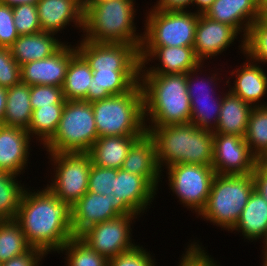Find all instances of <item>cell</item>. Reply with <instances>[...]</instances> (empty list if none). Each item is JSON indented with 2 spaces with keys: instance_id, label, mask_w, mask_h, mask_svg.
Instances as JSON below:
<instances>
[{
  "instance_id": "obj_57",
  "label": "cell",
  "mask_w": 267,
  "mask_h": 266,
  "mask_svg": "<svg viewBox=\"0 0 267 266\" xmlns=\"http://www.w3.org/2000/svg\"><path fill=\"white\" fill-rule=\"evenodd\" d=\"M80 4L84 5L88 0H77Z\"/></svg>"
},
{
  "instance_id": "obj_46",
  "label": "cell",
  "mask_w": 267,
  "mask_h": 266,
  "mask_svg": "<svg viewBox=\"0 0 267 266\" xmlns=\"http://www.w3.org/2000/svg\"><path fill=\"white\" fill-rule=\"evenodd\" d=\"M46 253L37 248H31L23 254L4 262L1 266H41Z\"/></svg>"
},
{
  "instance_id": "obj_34",
  "label": "cell",
  "mask_w": 267,
  "mask_h": 266,
  "mask_svg": "<svg viewBox=\"0 0 267 266\" xmlns=\"http://www.w3.org/2000/svg\"><path fill=\"white\" fill-rule=\"evenodd\" d=\"M57 253H65L66 266H108V259L98 254L79 236H73Z\"/></svg>"
},
{
  "instance_id": "obj_12",
  "label": "cell",
  "mask_w": 267,
  "mask_h": 266,
  "mask_svg": "<svg viewBox=\"0 0 267 266\" xmlns=\"http://www.w3.org/2000/svg\"><path fill=\"white\" fill-rule=\"evenodd\" d=\"M77 42V52L92 71H140V51L132 44Z\"/></svg>"
},
{
  "instance_id": "obj_28",
  "label": "cell",
  "mask_w": 267,
  "mask_h": 266,
  "mask_svg": "<svg viewBox=\"0 0 267 266\" xmlns=\"http://www.w3.org/2000/svg\"><path fill=\"white\" fill-rule=\"evenodd\" d=\"M141 136L99 137L87 153L90 155L92 164L94 165L104 168L120 169L123 166L130 147Z\"/></svg>"
},
{
  "instance_id": "obj_18",
  "label": "cell",
  "mask_w": 267,
  "mask_h": 266,
  "mask_svg": "<svg viewBox=\"0 0 267 266\" xmlns=\"http://www.w3.org/2000/svg\"><path fill=\"white\" fill-rule=\"evenodd\" d=\"M204 15L234 27L241 34L238 47L244 55L245 38L250 26L260 18V0H215Z\"/></svg>"
},
{
  "instance_id": "obj_2",
  "label": "cell",
  "mask_w": 267,
  "mask_h": 266,
  "mask_svg": "<svg viewBox=\"0 0 267 266\" xmlns=\"http://www.w3.org/2000/svg\"><path fill=\"white\" fill-rule=\"evenodd\" d=\"M139 82L146 127L190 123L187 74H140Z\"/></svg>"
},
{
  "instance_id": "obj_10",
  "label": "cell",
  "mask_w": 267,
  "mask_h": 266,
  "mask_svg": "<svg viewBox=\"0 0 267 266\" xmlns=\"http://www.w3.org/2000/svg\"><path fill=\"white\" fill-rule=\"evenodd\" d=\"M169 190L183 207L197 216L205 208L215 171L200 164H174L165 168Z\"/></svg>"
},
{
  "instance_id": "obj_23",
  "label": "cell",
  "mask_w": 267,
  "mask_h": 266,
  "mask_svg": "<svg viewBox=\"0 0 267 266\" xmlns=\"http://www.w3.org/2000/svg\"><path fill=\"white\" fill-rule=\"evenodd\" d=\"M122 169L144 177L158 191L164 175L157 163L155 142L148 132L130 147Z\"/></svg>"
},
{
  "instance_id": "obj_29",
  "label": "cell",
  "mask_w": 267,
  "mask_h": 266,
  "mask_svg": "<svg viewBox=\"0 0 267 266\" xmlns=\"http://www.w3.org/2000/svg\"><path fill=\"white\" fill-rule=\"evenodd\" d=\"M6 110L1 125L27 129L31 122L30 86L24 83L7 88Z\"/></svg>"
},
{
  "instance_id": "obj_7",
  "label": "cell",
  "mask_w": 267,
  "mask_h": 266,
  "mask_svg": "<svg viewBox=\"0 0 267 266\" xmlns=\"http://www.w3.org/2000/svg\"><path fill=\"white\" fill-rule=\"evenodd\" d=\"M98 138L91 103L66 100L57 130L43 148L47 153H87Z\"/></svg>"
},
{
  "instance_id": "obj_25",
  "label": "cell",
  "mask_w": 267,
  "mask_h": 266,
  "mask_svg": "<svg viewBox=\"0 0 267 266\" xmlns=\"http://www.w3.org/2000/svg\"><path fill=\"white\" fill-rule=\"evenodd\" d=\"M87 102L109 98L129 92L139 83L140 71H92Z\"/></svg>"
},
{
  "instance_id": "obj_51",
  "label": "cell",
  "mask_w": 267,
  "mask_h": 266,
  "mask_svg": "<svg viewBox=\"0 0 267 266\" xmlns=\"http://www.w3.org/2000/svg\"><path fill=\"white\" fill-rule=\"evenodd\" d=\"M39 0H0V3L14 7L20 4H33L36 5Z\"/></svg>"
},
{
  "instance_id": "obj_31",
  "label": "cell",
  "mask_w": 267,
  "mask_h": 266,
  "mask_svg": "<svg viewBox=\"0 0 267 266\" xmlns=\"http://www.w3.org/2000/svg\"><path fill=\"white\" fill-rule=\"evenodd\" d=\"M65 104H51V106H41L32 111L31 122L26 129L30 137L44 145L57 130ZM39 140V141H38Z\"/></svg>"
},
{
  "instance_id": "obj_39",
  "label": "cell",
  "mask_w": 267,
  "mask_h": 266,
  "mask_svg": "<svg viewBox=\"0 0 267 266\" xmlns=\"http://www.w3.org/2000/svg\"><path fill=\"white\" fill-rule=\"evenodd\" d=\"M13 19L19 36L42 31L37 6L33 4H20L12 7Z\"/></svg>"
},
{
  "instance_id": "obj_11",
  "label": "cell",
  "mask_w": 267,
  "mask_h": 266,
  "mask_svg": "<svg viewBox=\"0 0 267 266\" xmlns=\"http://www.w3.org/2000/svg\"><path fill=\"white\" fill-rule=\"evenodd\" d=\"M139 217L138 215H119L88 227L79 237L98 254L110 259L137 245L132 242L134 239H132L131 226Z\"/></svg>"
},
{
  "instance_id": "obj_20",
  "label": "cell",
  "mask_w": 267,
  "mask_h": 266,
  "mask_svg": "<svg viewBox=\"0 0 267 266\" xmlns=\"http://www.w3.org/2000/svg\"><path fill=\"white\" fill-rule=\"evenodd\" d=\"M30 134L24 128L0 125V171L20 177L28 167Z\"/></svg>"
},
{
  "instance_id": "obj_53",
  "label": "cell",
  "mask_w": 267,
  "mask_h": 266,
  "mask_svg": "<svg viewBox=\"0 0 267 266\" xmlns=\"http://www.w3.org/2000/svg\"><path fill=\"white\" fill-rule=\"evenodd\" d=\"M258 163L267 169V152L262 155V157L258 160Z\"/></svg>"
},
{
  "instance_id": "obj_56",
  "label": "cell",
  "mask_w": 267,
  "mask_h": 266,
  "mask_svg": "<svg viewBox=\"0 0 267 266\" xmlns=\"http://www.w3.org/2000/svg\"><path fill=\"white\" fill-rule=\"evenodd\" d=\"M262 264L261 266H267V254L262 253Z\"/></svg>"
},
{
  "instance_id": "obj_27",
  "label": "cell",
  "mask_w": 267,
  "mask_h": 266,
  "mask_svg": "<svg viewBox=\"0 0 267 266\" xmlns=\"http://www.w3.org/2000/svg\"><path fill=\"white\" fill-rule=\"evenodd\" d=\"M253 106L227 90L222 96L220 116L213 133L245 137Z\"/></svg>"
},
{
  "instance_id": "obj_15",
  "label": "cell",
  "mask_w": 267,
  "mask_h": 266,
  "mask_svg": "<svg viewBox=\"0 0 267 266\" xmlns=\"http://www.w3.org/2000/svg\"><path fill=\"white\" fill-rule=\"evenodd\" d=\"M153 60L157 65H149ZM140 62V74H187L202 64L193 47L182 46H141Z\"/></svg>"
},
{
  "instance_id": "obj_38",
  "label": "cell",
  "mask_w": 267,
  "mask_h": 266,
  "mask_svg": "<svg viewBox=\"0 0 267 266\" xmlns=\"http://www.w3.org/2000/svg\"><path fill=\"white\" fill-rule=\"evenodd\" d=\"M204 65L205 64H201L197 68L187 73V91H188L190 100L214 97L216 95V93L214 92L215 85L218 86V84L220 83L218 82V80H221V81L223 80V79H220L221 76H218V73H216V70H215V73H212V74L210 73V76L206 75L207 78L206 77L204 78L205 76L204 74H203V77L200 78L199 76L202 75L203 68H206Z\"/></svg>"
},
{
  "instance_id": "obj_9",
  "label": "cell",
  "mask_w": 267,
  "mask_h": 266,
  "mask_svg": "<svg viewBox=\"0 0 267 266\" xmlns=\"http://www.w3.org/2000/svg\"><path fill=\"white\" fill-rule=\"evenodd\" d=\"M47 154L54 173L46 187L61 201L74 205L88 190L90 155L78 152Z\"/></svg>"
},
{
  "instance_id": "obj_42",
  "label": "cell",
  "mask_w": 267,
  "mask_h": 266,
  "mask_svg": "<svg viewBox=\"0 0 267 266\" xmlns=\"http://www.w3.org/2000/svg\"><path fill=\"white\" fill-rule=\"evenodd\" d=\"M30 101L32 110L51 104H65L62 87L50 85H31Z\"/></svg>"
},
{
  "instance_id": "obj_13",
  "label": "cell",
  "mask_w": 267,
  "mask_h": 266,
  "mask_svg": "<svg viewBox=\"0 0 267 266\" xmlns=\"http://www.w3.org/2000/svg\"><path fill=\"white\" fill-rule=\"evenodd\" d=\"M119 215L137 214L124 201H117L113 193L102 195L87 191L72 205L73 234L79 236L88 227Z\"/></svg>"
},
{
  "instance_id": "obj_30",
  "label": "cell",
  "mask_w": 267,
  "mask_h": 266,
  "mask_svg": "<svg viewBox=\"0 0 267 266\" xmlns=\"http://www.w3.org/2000/svg\"><path fill=\"white\" fill-rule=\"evenodd\" d=\"M93 73L86 60L77 52L70 60L62 91L65 100L87 102V92Z\"/></svg>"
},
{
  "instance_id": "obj_41",
  "label": "cell",
  "mask_w": 267,
  "mask_h": 266,
  "mask_svg": "<svg viewBox=\"0 0 267 266\" xmlns=\"http://www.w3.org/2000/svg\"><path fill=\"white\" fill-rule=\"evenodd\" d=\"M21 83V66L9 47L0 46V87L10 88Z\"/></svg>"
},
{
  "instance_id": "obj_49",
  "label": "cell",
  "mask_w": 267,
  "mask_h": 266,
  "mask_svg": "<svg viewBox=\"0 0 267 266\" xmlns=\"http://www.w3.org/2000/svg\"><path fill=\"white\" fill-rule=\"evenodd\" d=\"M215 0H192V6L195 7V12L204 14Z\"/></svg>"
},
{
  "instance_id": "obj_40",
  "label": "cell",
  "mask_w": 267,
  "mask_h": 266,
  "mask_svg": "<svg viewBox=\"0 0 267 266\" xmlns=\"http://www.w3.org/2000/svg\"><path fill=\"white\" fill-rule=\"evenodd\" d=\"M115 176H117V169L104 168L92 164L87 191L102 195L112 194Z\"/></svg>"
},
{
  "instance_id": "obj_43",
  "label": "cell",
  "mask_w": 267,
  "mask_h": 266,
  "mask_svg": "<svg viewBox=\"0 0 267 266\" xmlns=\"http://www.w3.org/2000/svg\"><path fill=\"white\" fill-rule=\"evenodd\" d=\"M153 257L150 251L138 244L133 249L108 259V266H156Z\"/></svg>"
},
{
  "instance_id": "obj_50",
  "label": "cell",
  "mask_w": 267,
  "mask_h": 266,
  "mask_svg": "<svg viewBox=\"0 0 267 266\" xmlns=\"http://www.w3.org/2000/svg\"><path fill=\"white\" fill-rule=\"evenodd\" d=\"M7 89L0 87V125L2 124L3 117L6 110Z\"/></svg>"
},
{
  "instance_id": "obj_6",
  "label": "cell",
  "mask_w": 267,
  "mask_h": 266,
  "mask_svg": "<svg viewBox=\"0 0 267 266\" xmlns=\"http://www.w3.org/2000/svg\"><path fill=\"white\" fill-rule=\"evenodd\" d=\"M254 189L253 174H215L205 208L196 217L231 231Z\"/></svg>"
},
{
  "instance_id": "obj_37",
  "label": "cell",
  "mask_w": 267,
  "mask_h": 266,
  "mask_svg": "<svg viewBox=\"0 0 267 266\" xmlns=\"http://www.w3.org/2000/svg\"><path fill=\"white\" fill-rule=\"evenodd\" d=\"M245 55L253 61L267 63V19H256L245 38Z\"/></svg>"
},
{
  "instance_id": "obj_8",
  "label": "cell",
  "mask_w": 267,
  "mask_h": 266,
  "mask_svg": "<svg viewBox=\"0 0 267 266\" xmlns=\"http://www.w3.org/2000/svg\"><path fill=\"white\" fill-rule=\"evenodd\" d=\"M150 10V11H149ZM141 46L194 47L199 13L189 10H161L150 7L145 12Z\"/></svg>"
},
{
  "instance_id": "obj_36",
  "label": "cell",
  "mask_w": 267,
  "mask_h": 266,
  "mask_svg": "<svg viewBox=\"0 0 267 266\" xmlns=\"http://www.w3.org/2000/svg\"><path fill=\"white\" fill-rule=\"evenodd\" d=\"M221 95L204 98V99H191V117L190 123L194 124L197 128L213 131L218 123L220 110L222 105L223 92Z\"/></svg>"
},
{
  "instance_id": "obj_19",
  "label": "cell",
  "mask_w": 267,
  "mask_h": 266,
  "mask_svg": "<svg viewBox=\"0 0 267 266\" xmlns=\"http://www.w3.org/2000/svg\"><path fill=\"white\" fill-rule=\"evenodd\" d=\"M246 58L242 66L235 67L230 73V77L235 78L232 84L230 77L227 79L226 87H229V91L234 95L242 98L245 102L252 105L253 107L267 106L264 101V97L267 94V74L266 69L264 70L262 65L256 63L244 54Z\"/></svg>"
},
{
  "instance_id": "obj_14",
  "label": "cell",
  "mask_w": 267,
  "mask_h": 266,
  "mask_svg": "<svg viewBox=\"0 0 267 266\" xmlns=\"http://www.w3.org/2000/svg\"><path fill=\"white\" fill-rule=\"evenodd\" d=\"M258 159L250 152L244 137L213 133V164L215 174H253Z\"/></svg>"
},
{
  "instance_id": "obj_1",
  "label": "cell",
  "mask_w": 267,
  "mask_h": 266,
  "mask_svg": "<svg viewBox=\"0 0 267 266\" xmlns=\"http://www.w3.org/2000/svg\"><path fill=\"white\" fill-rule=\"evenodd\" d=\"M36 190H25L15 221L29 245L48 255L58 252L74 236L72 206L47 187Z\"/></svg>"
},
{
  "instance_id": "obj_47",
  "label": "cell",
  "mask_w": 267,
  "mask_h": 266,
  "mask_svg": "<svg viewBox=\"0 0 267 266\" xmlns=\"http://www.w3.org/2000/svg\"><path fill=\"white\" fill-rule=\"evenodd\" d=\"M255 190H257L267 200V169L259 163L253 172Z\"/></svg>"
},
{
  "instance_id": "obj_52",
  "label": "cell",
  "mask_w": 267,
  "mask_h": 266,
  "mask_svg": "<svg viewBox=\"0 0 267 266\" xmlns=\"http://www.w3.org/2000/svg\"><path fill=\"white\" fill-rule=\"evenodd\" d=\"M260 17L267 19V0H260Z\"/></svg>"
},
{
  "instance_id": "obj_55",
  "label": "cell",
  "mask_w": 267,
  "mask_h": 266,
  "mask_svg": "<svg viewBox=\"0 0 267 266\" xmlns=\"http://www.w3.org/2000/svg\"><path fill=\"white\" fill-rule=\"evenodd\" d=\"M262 243L264 244L262 247V253L267 254V236L266 238L262 241Z\"/></svg>"
},
{
  "instance_id": "obj_3",
  "label": "cell",
  "mask_w": 267,
  "mask_h": 266,
  "mask_svg": "<svg viewBox=\"0 0 267 266\" xmlns=\"http://www.w3.org/2000/svg\"><path fill=\"white\" fill-rule=\"evenodd\" d=\"M156 147L161 171L174 164H213V131L192 123L146 127ZM164 168V169H163Z\"/></svg>"
},
{
  "instance_id": "obj_24",
  "label": "cell",
  "mask_w": 267,
  "mask_h": 266,
  "mask_svg": "<svg viewBox=\"0 0 267 266\" xmlns=\"http://www.w3.org/2000/svg\"><path fill=\"white\" fill-rule=\"evenodd\" d=\"M54 35L56 36L50 32L39 31L19 36L10 47L13 58L21 66L52 56L66 43Z\"/></svg>"
},
{
  "instance_id": "obj_16",
  "label": "cell",
  "mask_w": 267,
  "mask_h": 266,
  "mask_svg": "<svg viewBox=\"0 0 267 266\" xmlns=\"http://www.w3.org/2000/svg\"><path fill=\"white\" fill-rule=\"evenodd\" d=\"M65 43L52 56L21 65V83L62 87L68 64L77 53L75 44Z\"/></svg>"
},
{
  "instance_id": "obj_21",
  "label": "cell",
  "mask_w": 267,
  "mask_h": 266,
  "mask_svg": "<svg viewBox=\"0 0 267 266\" xmlns=\"http://www.w3.org/2000/svg\"><path fill=\"white\" fill-rule=\"evenodd\" d=\"M42 31L58 34L74 25L81 32L84 24L83 5L77 0H39L36 4Z\"/></svg>"
},
{
  "instance_id": "obj_4",
  "label": "cell",
  "mask_w": 267,
  "mask_h": 266,
  "mask_svg": "<svg viewBox=\"0 0 267 266\" xmlns=\"http://www.w3.org/2000/svg\"><path fill=\"white\" fill-rule=\"evenodd\" d=\"M135 1L112 0L100 4H84L81 39L100 43L132 44L140 51L143 33L136 31Z\"/></svg>"
},
{
  "instance_id": "obj_26",
  "label": "cell",
  "mask_w": 267,
  "mask_h": 266,
  "mask_svg": "<svg viewBox=\"0 0 267 266\" xmlns=\"http://www.w3.org/2000/svg\"><path fill=\"white\" fill-rule=\"evenodd\" d=\"M242 233L244 240L261 242L267 236V200L257 191L253 190L248 203L242 210L241 216L230 231Z\"/></svg>"
},
{
  "instance_id": "obj_54",
  "label": "cell",
  "mask_w": 267,
  "mask_h": 266,
  "mask_svg": "<svg viewBox=\"0 0 267 266\" xmlns=\"http://www.w3.org/2000/svg\"><path fill=\"white\" fill-rule=\"evenodd\" d=\"M109 1H112V0H88L85 4H100V3H105Z\"/></svg>"
},
{
  "instance_id": "obj_44",
  "label": "cell",
  "mask_w": 267,
  "mask_h": 266,
  "mask_svg": "<svg viewBox=\"0 0 267 266\" xmlns=\"http://www.w3.org/2000/svg\"><path fill=\"white\" fill-rule=\"evenodd\" d=\"M193 240L185 248V253L183 252L180 257V262L178 266H220L214 258L209 256L206 252L205 247L200 241Z\"/></svg>"
},
{
  "instance_id": "obj_33",
  "label": "cell",
  "mask_w": 267,
  "mask_h": 266,
  "mask_svg": "<svg viewBox=\"0 0 267 266\" xmlns=\"http://www.w3.org/2000/svg\"><path fill=\"white\" fill-rule=\"evenodd\" d=\"M25 234L15 220H0V263L30 250Z\"/></svg>"
},
{
  "instance_id": "obj_35",
  "label": "cell",
  "mask_w": 267,
  "mask_h": 266,
  "mask_svg": "<svg viewBox=\"0 0 267 266\" xmlns=\"http://www.w3.org/2000/svg\"><path fill=\"white\" fill-rule=\"evenodd\" d=\"M244 138L258 160L267 152V106L253 107Z\"/></svg>"
},
{
  "instance_id": "obj_48",
  "label": "cell",
  "mask_w": 267,
  "mask_h": 266,
  "mask_svg": "<svg viewBox=\"0 0 267 266\" xmlns=\"http://www.w3.org/2000/svg\"><path fill=\"white\" fill-rule=\"evenodd\" d=\"M154 3L152 8L161 10H189L192 6V0H158Z\"/></svg>"
},
{
  "instance_id": "obj_32",
  "label": "cell",
  "mask_w": 267,
  "mask_h": 266,
  "mask_svg": "<svg viewBox=\"0 0 267 266\" xmlns=\"http://www.w3.org/2000/svg\"><path fill=\"white\" fill-rule=\"evenodd\" d=\"M17 175L0 171V220H15L27 189Z\"/></svg>"
},
{
  "instance_id": "obj_17",
  "label": "cell",
  "mask_w": 267,
  "mask_h": 266,
  "mask_svg": "<svg viewBox=\"0 0 267 266\" xmlns=\"http://www.w3.org/2000/svg\"><path fill=\"white\" fill-rule=\"evenodd\" d=\"M240 33L232 26L214 21L204 14H200L196 25L194 52L198 60L204 64L205 60L215 59L226 51ZM238 36V37H237Z\"/></svg>"
},
{
  "instance_id": "obj_45",
  "label": "cell",
  "mask_w": 267,
  "mask_h": 266,
  "mask_svg": "<svg viewBox=\"0 0 267 266\" xmlns=\"http://www.w3.org/2000/svg\"><path fill=\"white\" fill-rule=\"evenodd\" d=\"M18 37L12 7L0 3V46L10 48Z\"/></svg>"
},
{
  "instance_id": "obj_22",
  "label": "cell",
  "mask_w": 267,
  "mask_h": 266,
  "mask_svg": "<svg viewBox=\"0 0 267 266\" xmlns=\"http://www.w3.org/2000/svg\"><path fill=\"white\" fill-rule=\"evenodd\" d=\"M112 190L117 201H124L139 216L146 214L157 195V190L144 177L122 168L117 169Z\"/></svg>"
},
{
  "instance_id": "obj_5",
  "label": "cell",
  "mask_w": 267,
  "mask_h": 266,
  "mask_svg": "<svg viewBox=\"0 0 267 266\" xmlns=\"http://www.w3.org/2000/svg\"><path fill=\"white\" fill-rule=\"evenodd\" d=\"M98 137L143 135L144 96L140 82L129 92L91 103Z\"/></svg>"
}]
</instances>
